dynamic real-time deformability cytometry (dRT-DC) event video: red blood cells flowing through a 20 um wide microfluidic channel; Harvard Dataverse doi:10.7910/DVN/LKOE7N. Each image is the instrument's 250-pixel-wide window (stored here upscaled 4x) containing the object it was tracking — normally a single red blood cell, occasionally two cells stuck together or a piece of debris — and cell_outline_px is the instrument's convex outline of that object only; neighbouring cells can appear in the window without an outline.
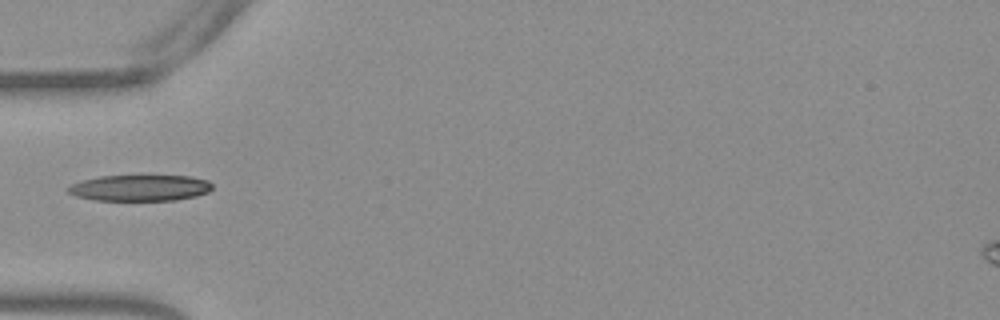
{"species": "Egyptian fruit bat (a non-hibernating species)", "species_latin": "Rousettus aegyptiacus", "temperature_condition": "warm", "stored_images_in_passage": 13, "camera_frame_rate_fps": 3000, "um_per_image_px": 0.085, "frame": {"image": 1, "passage_image": 1, "time_ms": 0.0, "image_size_px": [1000, 320], "cell_outline_px": [[212, 188], [208, 192], [196, 196], [176, 200], [92, 200], [76, 196], [68, 192], [64, 188], [80, 180], [100, 176], [140, 172], [192, 176], [208, 180], [212, 184]], "centroid_in_image_um": [11.89, 15.9], "position_along_channel_um": 73.1, "area_um2": 23.41}}
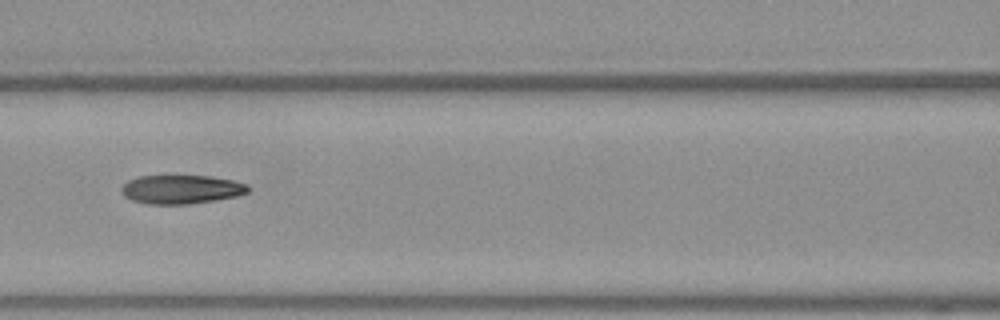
{"frame": {"image": 2, "passage_image": 7, "time_ms": 2.0, "image_size_px": [1000, 320], "cell_outline_px": [[248, 192], [236, 196], [188, 204], [144, 204], [132, 200], [124, 196], [120, 192], [120, 188], [128, 180], [140, 176], [212, 176], [232, 180], [248, 184]], "centroid_in_image_um": [15.36, 16.09], "position_along_channel_um": 151.2, "area_um2": 21.21}}
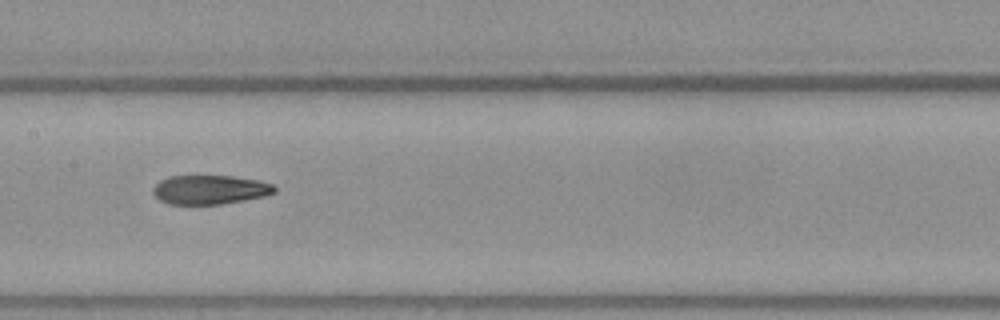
{"frame": {"image": 3, "passage_image": 10, "time_ms": 3.0, "image_size_px": [1000, 320], "cell_outline_px": [[276, 192], [264, 196], [244, 200], [220, 204], [168, 204], [160, 200], [152, 192], [152, 188], [160, 180], [168, 176], [232, 176], [256, 180], [272, 184], [276, 188]], "centroid_in_image_um": [17.82, 16.12], "position_along_channel_um": 189.6, "area_um2": 20.52}}